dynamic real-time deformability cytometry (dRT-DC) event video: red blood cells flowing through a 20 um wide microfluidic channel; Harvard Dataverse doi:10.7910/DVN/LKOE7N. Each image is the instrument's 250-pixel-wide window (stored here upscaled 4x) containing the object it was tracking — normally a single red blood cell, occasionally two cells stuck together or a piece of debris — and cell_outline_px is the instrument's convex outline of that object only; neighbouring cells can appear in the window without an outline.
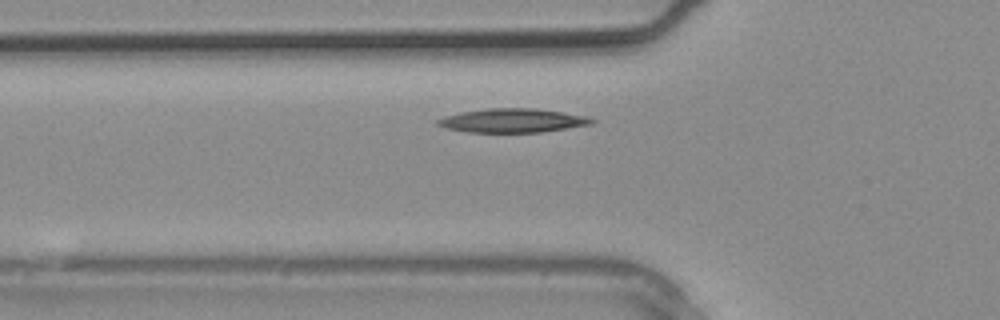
{"species": "common noctule bat (a hibernating species)", "species_latin": "Nyctalus noctula", "temperature_condition": "warm", "stored_images_in_passage": 5, "camera_frame_rate_fps": 3000, "um_per_image_px": 0.085, "animal": {"sex": "male", "body_mass_g": 20.4}, "frame": {"image": 1, "passage_image": 4, "time_ms": 1.0, "image_size_px": [1000, 320], "cell_outline_px": [[596, 120], [592, 124], [540, 132], [468, 132], [448, 128], [436, 124], [436, 120], [444, 116], [460, 112], [488, 108], [536, 108], [584, 116]], "centroid_in_image_um": [43.53, 10.24], "position_along_channel_um": 82.3, "area_um2": 21.21}}